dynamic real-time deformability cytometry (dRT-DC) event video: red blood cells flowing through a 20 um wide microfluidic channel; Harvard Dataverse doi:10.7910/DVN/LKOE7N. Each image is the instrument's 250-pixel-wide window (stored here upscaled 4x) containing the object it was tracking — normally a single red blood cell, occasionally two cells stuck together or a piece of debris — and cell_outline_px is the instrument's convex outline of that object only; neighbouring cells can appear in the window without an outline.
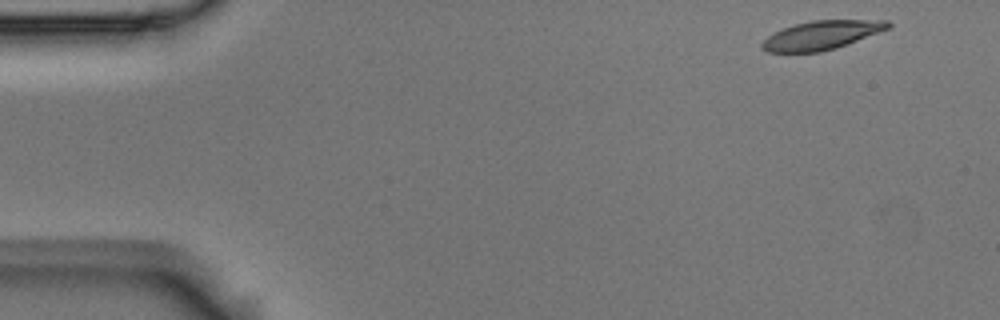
{"species": "Egyptian fruit bat (a non-hibernating species)", "species_latin": "Rousettus aegyptiacus", "temperature_condition": "room temperature", "stored_images_in_passage": 3, "camera_frame_rate_fps": 3000, "um_per_image_px": 0.085, "animal": {"sex": "male"}, "frame": {"image": 1, "passage_image": 1, "time_ms": 0.0, "image_size_px": [1000, 320], "cell_outline_px": [[892, 24], [888, 28], [836, 48], [820, 52], [768, 52], [760, 48], [760, 44], [768, 36], [784, 28], [796, 24], [812, 20], [888, 20]], "centroid_in_image_um": [69.8, 2.99], "position_along_channel_um": 15.2, "area_um2": 20.81}}
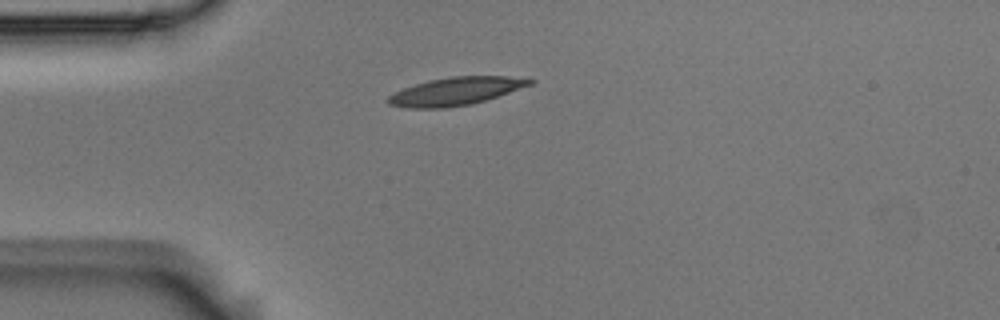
{"frame": {"image": 2, "passage_image": 3, "time_ms": 0.667, "image_size_px": [1000, 320], "cell_outline_px": [[536, 80], [532, 84], [472, 104], [444, 108], [408, 108], [388, 104], [384, 100], [388, 96], [404, 88], [428, 80], [452, 76], [508, 76]], "centroid_in_image_um": [38.69, 7.76], "position_along_channel_um": 46.3, "area_um2": 22.83}}